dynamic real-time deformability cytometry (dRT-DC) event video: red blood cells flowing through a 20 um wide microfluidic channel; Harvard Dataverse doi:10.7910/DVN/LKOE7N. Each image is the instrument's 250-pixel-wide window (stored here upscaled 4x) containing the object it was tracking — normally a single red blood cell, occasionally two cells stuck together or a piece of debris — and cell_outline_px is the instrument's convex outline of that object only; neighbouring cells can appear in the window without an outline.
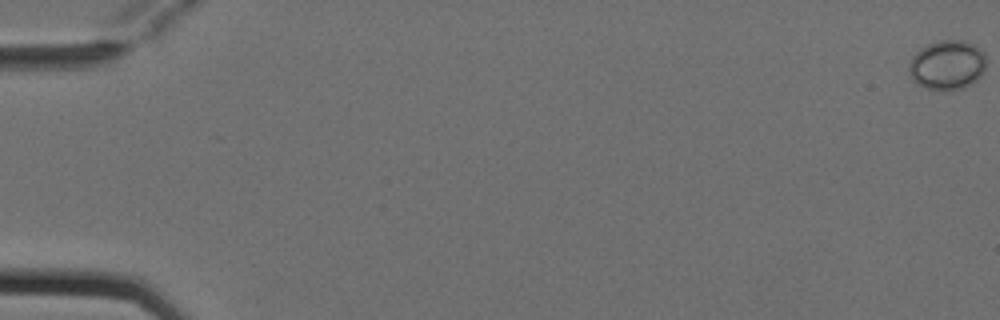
{"species": "Egyptian fruit bat (a non-hibernating species)", "species_latin": "Rousettus aegyptiacus", "temperature_condition": "cold", "stored_images_in_passage": 9, "camera_frame_rate_fps": 3000, "um_per_image_px": 0.085, "animal": {"sex": "female"}, "frame": {"image": 1, "passage_image": 1, "time_ms": 0.0, "image_size_px": [1000, 320], "cell_outline_px": [[984, 68], [980, 76], [976, 80], [960, 88], [948, 92], [940, 92], [924, 88], [912, 80], [908, 72], [908, 64], [912, 56], [920, 48], [936, 40], [964, 40], [980, 48], [984, 52]], "centroid_in_image_um": [80.45, 5.54], "position_along_channel_um": 4.5, "area_um2": 22.6}}
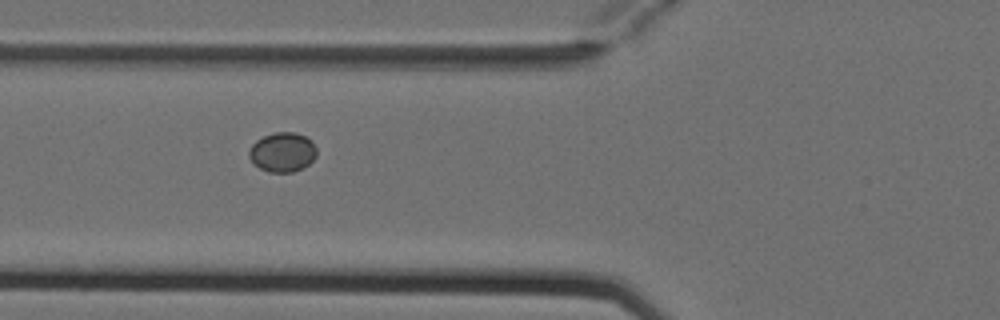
{"frame": {"image": 2, "passage_image": 7, "time_ms": 2.0, "image_size_px": [1000, 320], "cell_outline_px": [[316, 156], [308, 164], [292, 172], [268, 172], [252, 164], [248, 156], [248, 152], [252, 144], [256, 140], [264, 136], [276, 132], [296, 132], [312, 140], [316, 148]], "centroid_in_image_um": [23.98, 12.93], "position_along_channel_um": 101.8, "area_um2": 15.61}}
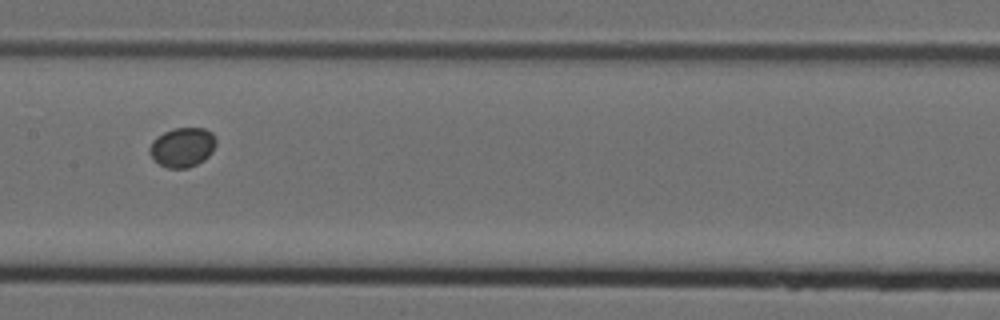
{"frame": {"image": 3, "passage_image": 9, "time_ms": 2.667, "image_size_px": [1000, 320], "cell_outline_px": [[216, 144], [212, 152], [204, 160], [188, 168], [168, 168], [160, 164], [148, 152], [148, 148], [152, 140], [164, 132], [172, 128], [204, 128], [212, 132], [216, 140]], "centroid_in_image_um": [15.5, 12.5], "position_along_channel_um": 191.9, "area_um2": 15.32}}